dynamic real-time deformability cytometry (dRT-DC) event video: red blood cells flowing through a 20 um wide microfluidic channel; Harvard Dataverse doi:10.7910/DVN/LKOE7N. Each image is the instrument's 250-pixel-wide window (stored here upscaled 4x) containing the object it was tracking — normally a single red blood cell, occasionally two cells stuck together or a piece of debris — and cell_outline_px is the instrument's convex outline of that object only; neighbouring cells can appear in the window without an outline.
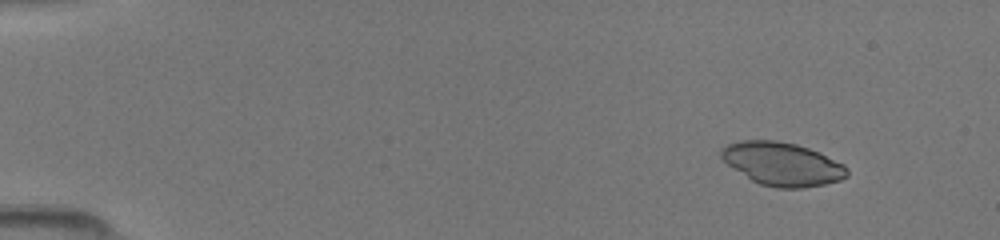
{"species": "common noctule bat (a hibernating species)", "species_latin": "Nyctalus noctula", "temperature_condition": "room temperature", "stored_images_in_passage": 45, "camera_frame_rate_fps": 3000, "um_per_image_px": 0.085, "animal": {"sex": "female", "body_mass_g": 19.5, "forearm_length_mm": 54.1}, "frame": {"image": 1, "passage_image": 1, "time_ms": 0.0, "image_size_px": [1000, 240], "cell_outline_px": [[848, 176], [840, 180], [824, 184], [800, 188], [776, 188], [760, 184], [752, 180], [728, 164], [720, 156], [720, 148], [728, 144], [740, 140], [776, 140], [796, 144], [808, 148], [844, 164], [848, 168]], "centroid_in_image_um": [66.49, 13.93], "position_along_channel_um": 18.5, "area_um2": 31.56}}